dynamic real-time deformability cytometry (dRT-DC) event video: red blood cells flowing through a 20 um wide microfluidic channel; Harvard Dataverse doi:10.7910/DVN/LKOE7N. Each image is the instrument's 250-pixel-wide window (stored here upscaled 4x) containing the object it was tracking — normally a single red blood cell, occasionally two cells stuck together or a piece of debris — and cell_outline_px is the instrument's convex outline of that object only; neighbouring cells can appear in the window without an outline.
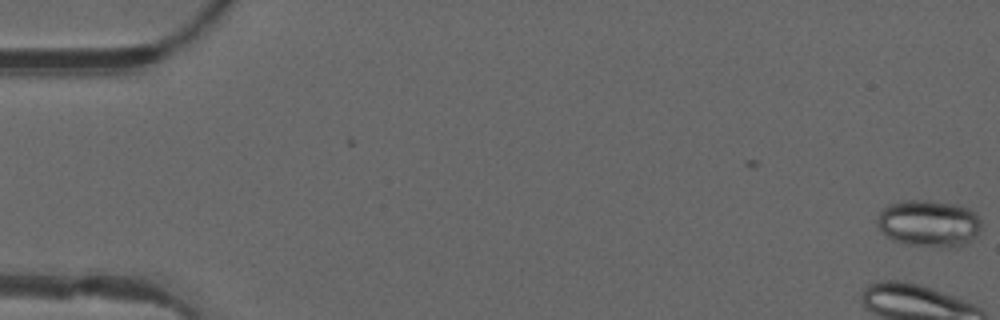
{"species": "common noctule bat (a hibernating species)", "species_latin": "Nyctalus noctula", "temperature_condition": "warm", "stored_images_in_passage": 20, "camera_frame_rate_fps": 3000, "um_per_image_px": 0.085, "animal": {"sex": "male", "forearm_length_mm": 52.5}, "frame": {"image": 1, "passage_image": 1, "time_ms": 0.0, "image_size_px": [1000, 320], "cell_outline_px": [[980, 232], [976, 236], [964, 244], [956, 248], [940, 248], [904, 244], [892, 240], [876, 224], [880, 212], [888, 204], [904, 200], [928, 200], [956, 204], [968, 208], [980, 220]], "centroid_in_image_um": [78.95, 19.0], "position_along_channel_um": 6.0, "area_um2": 28.61}}